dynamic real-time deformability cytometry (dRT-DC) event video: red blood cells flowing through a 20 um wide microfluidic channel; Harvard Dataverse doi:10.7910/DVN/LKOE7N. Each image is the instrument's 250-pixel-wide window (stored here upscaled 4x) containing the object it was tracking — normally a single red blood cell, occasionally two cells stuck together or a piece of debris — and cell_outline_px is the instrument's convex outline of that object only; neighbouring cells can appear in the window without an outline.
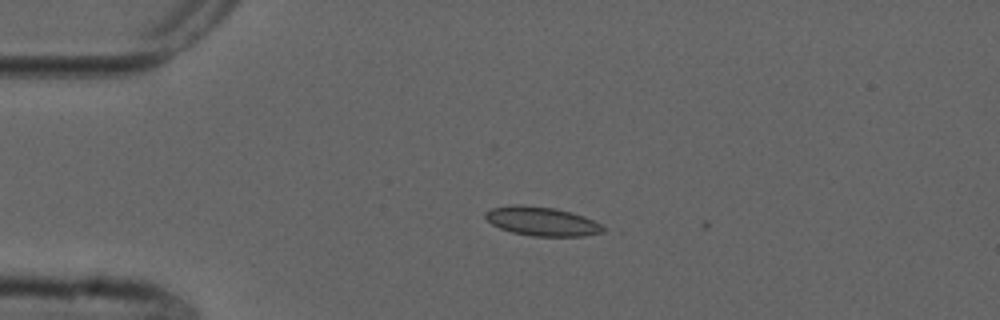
{"species": "common noctule bat (a hibernating species)", "species_latin": "Nyctalus noctula", "temperature_condition": "cold", "stored_images_in_passage": 3, "camera_frame_rate_fps": 3000, "um_per_image_px": 0.085, "animal": {"sex": "male", "forearm_length_mm": 52.5}, "frame": {"image": 1, "passage_image": 2, "time_ms": 1.0, "image_size_px": [1000, 320], "cell_outline_px": [[604, 232], [584, 236], [532, 236], [512, 232], [500, 228], [492, 224], [484, 216], [484, 212], [492, 208], [512, 204], [520, 204], [556, 208], [572, 212], [584, 216], [600, 224], [604, 228]], "centroid_in_image_um": [46.04, 18.8], "position_along_channel_um": 39.0, "area_um2": 19.94}}